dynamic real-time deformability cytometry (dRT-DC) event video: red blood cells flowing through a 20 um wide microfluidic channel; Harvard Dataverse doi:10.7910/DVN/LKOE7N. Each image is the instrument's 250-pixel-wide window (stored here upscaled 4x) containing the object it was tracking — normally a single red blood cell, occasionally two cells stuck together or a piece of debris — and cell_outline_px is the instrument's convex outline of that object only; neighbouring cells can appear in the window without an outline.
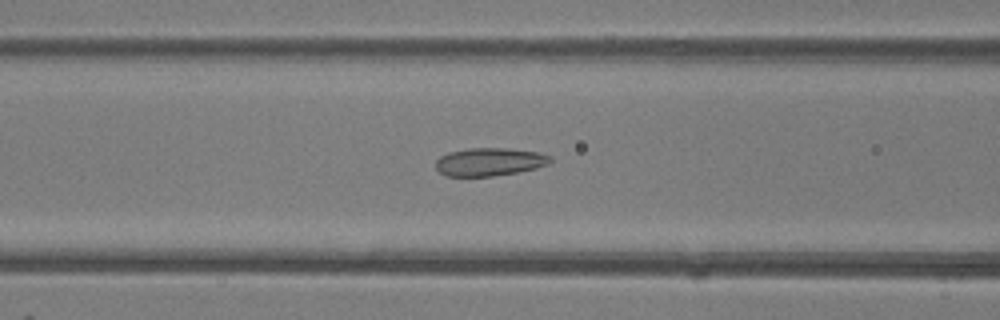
{"species": "common noctule bat (a hibernating species)", "species_latin": "Nyctalus noctula", "temperature_condition": "room temperature", "stored_images_in_passage": 39, "camera_frame_rate_fps": 3000, "um_per_image_px": 0.085, "animal": {"sex": "female"}, "frame": {"image": 1, "passage_image": 10, "time_ms": 3.0, "image_size_px": [1000, 320], "cell_outline_px": [[552, 160], [548, 164], [536, 168], [516, 172], [492, 176], [448, 176], [440, 172], [436, 168], [436, 160], [440, 156], [448, 152], [468, 148], [508, 148], [536, 152], [552, 156]], "centroid_in_image_um": [41.6, 13.75], "position_along_channel_um": 125.0, "area_um2": 18.67}}
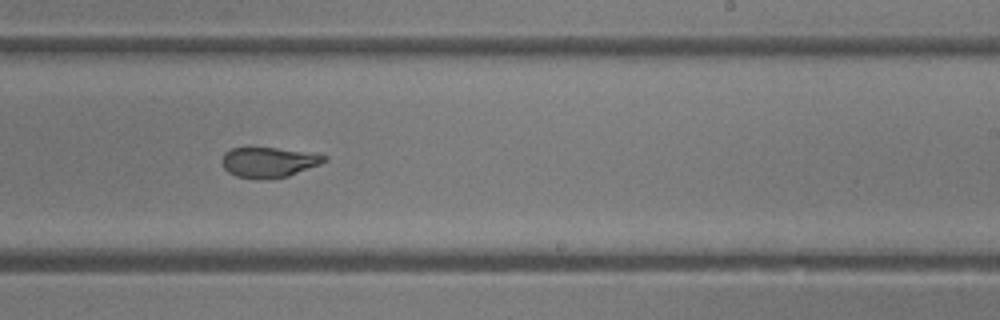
{"frame": {"image": 2, "passage_image": 20, "time_ms": 6.333, "image_size_px": [1000, 320], "cell_outline_px": [[328, 160], [320, 164], [288, 176], [268, 180], [236, 176], [228, 172], [224, 168], [220, 160], [224, 152], [232, 148], [276, 148], [328, 156]], "centroid_in_image_um": [22.8, 13.8], "position_along_channel_um": 266.2, "area_um2": 17.92}}
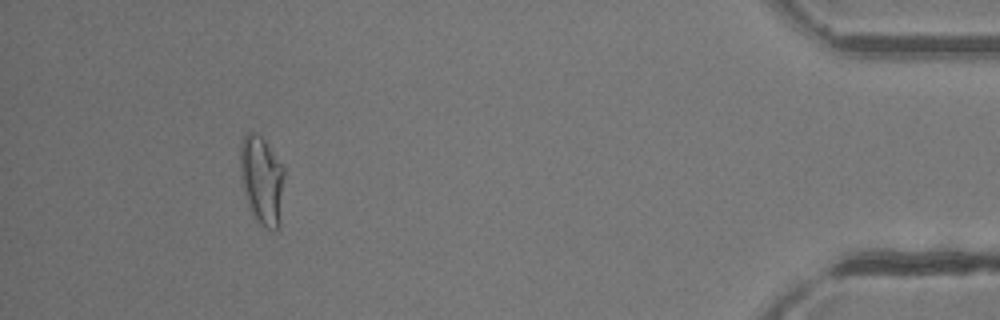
{"frame": {"image": 3, "passage_image": 35, "time_ms": 11.333, "image_size_px": [1000, 320], "cell_outline_px": [[284, 176], [280, 224], [272, 232], [264, 228], [252, 216], [248, 204], [240, 176], [240, 144], [244, 136], [248, 132], [252, 132], [260, 136], [264, 140], [284, 168]], "centroid_in_image_um": [22.25, 15.36], "position_along_channel_um": 412.9, "area_um2": 22.83}, "authors_computed_cell_mechanics": {"area_um2": 19.5364, "velocity_mm_per_s": 4.2379, "shape_relaxation_time_tau1_ms": 5.8672, "shape_relaxation_time_tau2_ms": 1.1055, "deformation_change_tau1": 0.1695, "deformation_change_tau2": 0.0742}}